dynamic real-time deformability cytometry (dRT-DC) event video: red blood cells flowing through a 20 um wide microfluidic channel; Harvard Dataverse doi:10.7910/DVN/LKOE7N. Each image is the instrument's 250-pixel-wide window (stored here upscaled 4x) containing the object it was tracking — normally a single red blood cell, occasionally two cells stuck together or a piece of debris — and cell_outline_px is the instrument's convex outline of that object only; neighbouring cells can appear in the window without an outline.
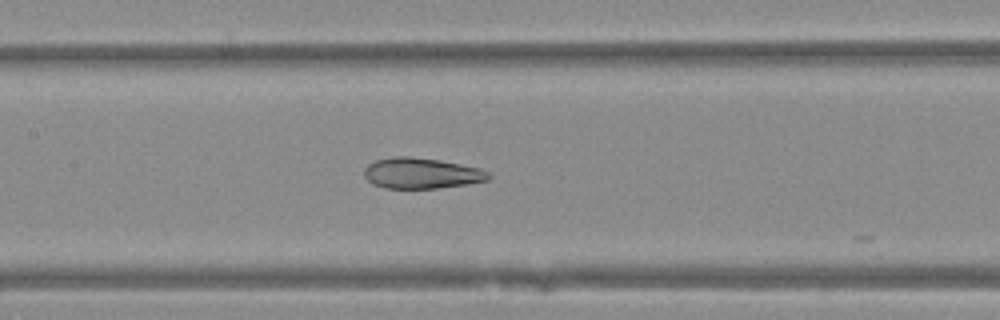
{"species": "Egyptian fruit bat (a non-hibernating species)", "species_latin": "Rousettus aegyptiacus", "temperature_condition": "warm", "stored_images_in_passage": 38, "camera_frame_rate_fps": 3000, "um_per_image_px": 0.085, "animal": {"sex": "female"}, "frame": {"image": 1, "passage_image": 13, "time_ms": 4.0, "image_size_px": [1000, 320], "cell_outline_px": [[492, 176], [488, 180], [464, 184], [436, 188], [384, 188], [372, 184], [364, 176], [364, 168], [368, 164], [376, 160], [396, 156], [408, 156], [440, 160], [480, 168], [488, 172]], "centroid_in_image_um": [35.8, 14.72], "position_along_channel_um": 171.6, "area_um2": 22.2}}
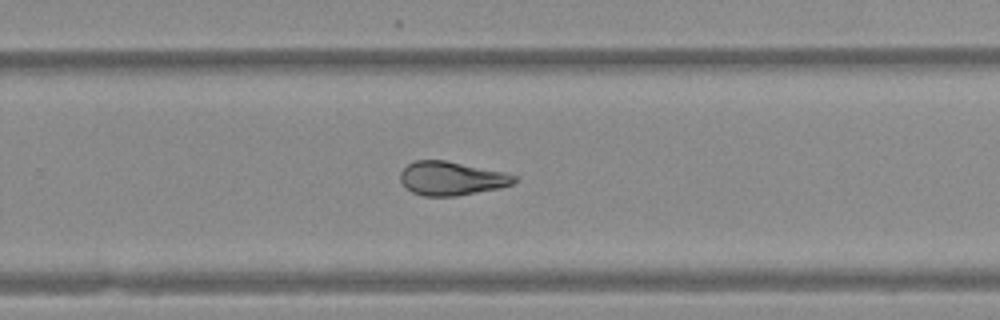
{"frame": {"image": 2, "passage_image": 22, "time_ms": 7.0, "image_size_px": [1000, 320], "cell_outline_px": [[516, 180], [512, 184], [500, 188], [456, 196], [424, 196], [412, 192], [400, 180], [400, 172], [408, 164], [416, 160], [444, 160], [504, 172], [516, 176]], "centroid_in_image_um": [38.37, 15.17], "position_along_channel_um": 291.4, "area_um2": 22.2}}
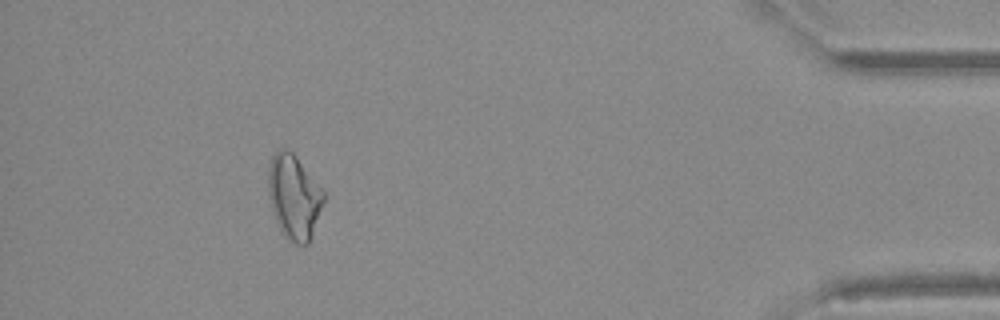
{"frame": {"image": 3, "passage_image": 35, "time_ms": 11.333, "image_size_px": [1000, 320], "cell_outline_px": [[324, 200], [308, 244], [296, 244], [284, 236], [276, 220], [272, 208], [268, 192], [268, 168], [272, 156], [280, 148], [284, 148], [292, 152], [296, 156], [324, 192]], "centroid_in_image_um": [24.97, 16.71], "position_along_channel_um": 410.2, "area_um2": 26.7}}